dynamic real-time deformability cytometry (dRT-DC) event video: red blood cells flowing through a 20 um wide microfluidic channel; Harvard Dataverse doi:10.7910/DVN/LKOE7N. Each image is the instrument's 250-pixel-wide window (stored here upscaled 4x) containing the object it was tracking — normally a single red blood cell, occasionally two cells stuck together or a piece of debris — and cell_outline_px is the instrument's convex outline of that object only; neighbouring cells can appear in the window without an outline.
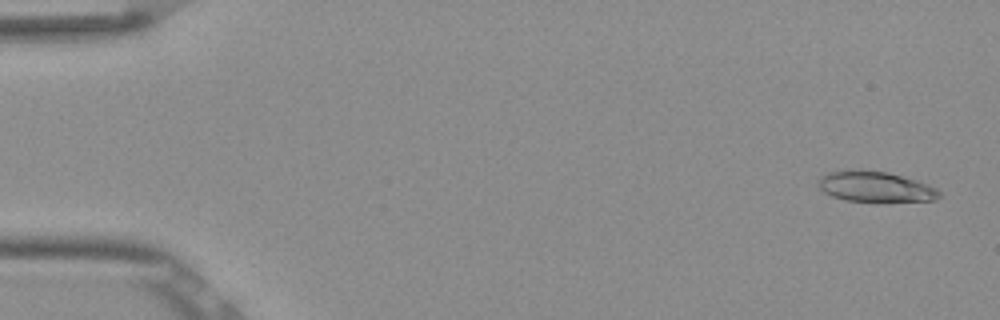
{"species": "Egyptian fruit bat (a non-hibernating species)", "species_latin": "Rousettus aegyptiacus", "temperature_condition": "room temperature", "stored_images_in_passage": 52, "camera_frame_rate_fps": 3000, "um_per_image_px": 0.085, "frame": {"image": 1, "passage_image": 2, "time_ms": 0.333, "image_size_px": [1000, 320], "cell_outline_px": [[940, 196], [936, 200], [844, 200], [832, 196], [824, 192], [816, 184], [820, 176], [828, 172], [848, 168], [860, 168], [888, 172], [916, 180], [928, 184], [936, 188], [940, 192]], "centroid_in_image_um": [74.33, 15.81], "position_along_channel_um": 10.7, "area_um2": 21.5}}
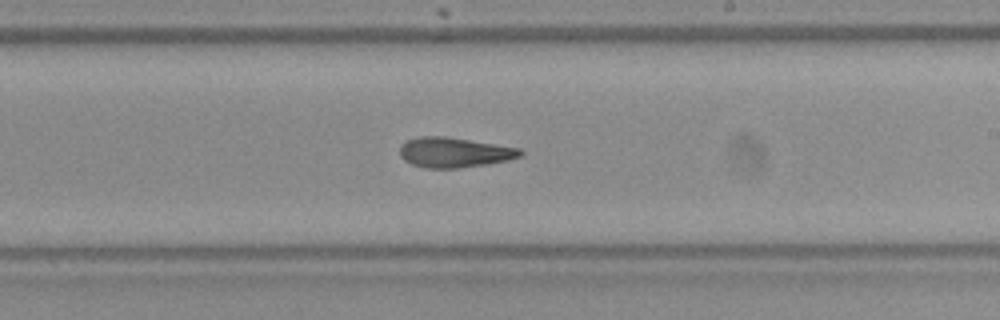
{"frame": {"image": 2, "passage_image": 31, "time_ms": 10.0, "image_size_px": [1000, 320], "cell_outline_px": [[524, 152], [520, 156], [508, 160], [488, 164], [456, 168], [424, 168], [412, 164], [404, 160], [400, 156], [400, 144], [408, 140], [420, 136], [444, 136], [520, 148]], "centroid_in_image_um": [38.59, 12.96], "position_along_channel_um": 250.4, "area_um2": 21.04}}
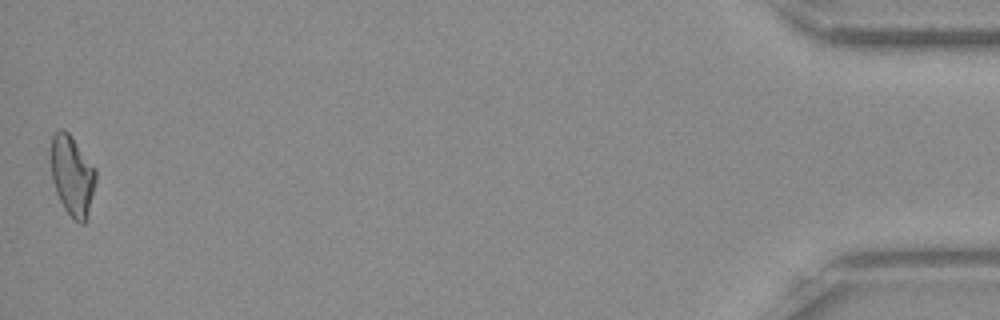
{"frame": {"image": 3, "passage_image": 52, "time_ms": 17.0, "image_size_px": [1000, 320], "cell_outline_px": [[96, 180], [84, 224], [80, 224], [72, 220], [64, 208], [56, 192], [52, 180], [52, 136], [60, 128], [64, 128], [72, 136], [96, 168]], "centroid_in_image_um": [6.14, 14.91], "position_along_channel_um": 429.1, "area_um2": 20.81}, "authors_computed_cell_mechanics": {"area_um2": 21.1837, "velocity_mm_per_s": 3.8785, "shape_relaxation_time_tau1_ms": 9.6352, "shape_relaxation_time_tau2_ms": 2.5793, "deformation_change_tau1": 0.2618, "deformation_change_tau2": 0.1191}}